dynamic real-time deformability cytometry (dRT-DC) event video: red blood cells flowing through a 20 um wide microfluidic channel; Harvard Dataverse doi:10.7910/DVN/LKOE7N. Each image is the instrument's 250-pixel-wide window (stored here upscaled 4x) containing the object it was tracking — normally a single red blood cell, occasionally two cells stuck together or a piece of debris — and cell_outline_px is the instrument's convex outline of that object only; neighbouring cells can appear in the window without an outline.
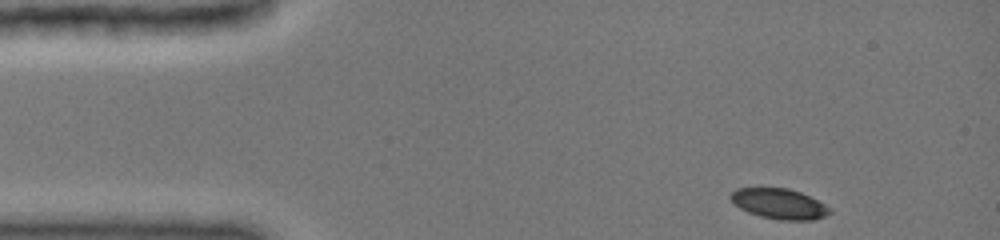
{"species": "common noctule bat (a hibernating species)", "species_latin": "Nyctalus noctula", "temperature_condition": "cold", "stored_images_in_passage": 15, "camera_frame_rate_fps": 3000, "um_per_image_px": 0.085, "animal": {"sex": "female", "body_mass_g": 19.0, "forearm_length_mm": 51.5}, "frame": {"image": 1, "passage_image": 1, "time_ms": 0.0, "image_size_px": [1000, 240], "cell_outline_px": [[832, 212], [824, 216], [812, 220], [780, 220], [760, 216], [748, 212], [740, 208], [728, 196], [736, 188], [788, 188], [800, 192], [824, 204]], "centroid_in_image_um": [66.21, 17.32], "position_along_channel_um": 18.8, "area_um2": 17.28}}
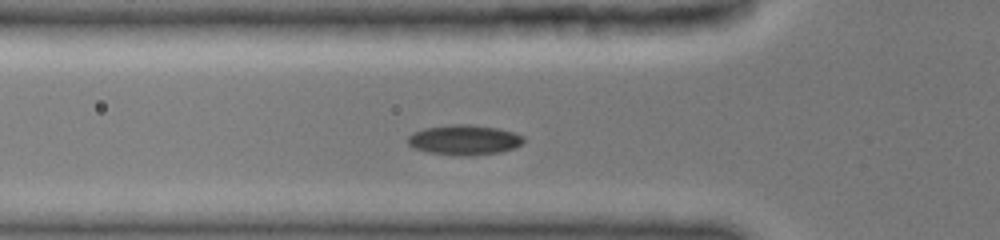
{"frame": {"image": 2, "passage_image": 9, "time_ms": 3.667, "image_size_px": [1000, 240], "cell_outline_px": [[524, 140], [520, 144], [512, 148], [500, 152], [468, 156], [456, 156], [428, 152], [416, 148], [408, 144], [408, 136], [424, 128], [452, 124], [468, 124], [496, 128], [512, 132], [524, 136]], "centroid_in_image_um": [39.45, 11.89], "position_along_channel_um": 86.3, "area_um2": 20.06}}
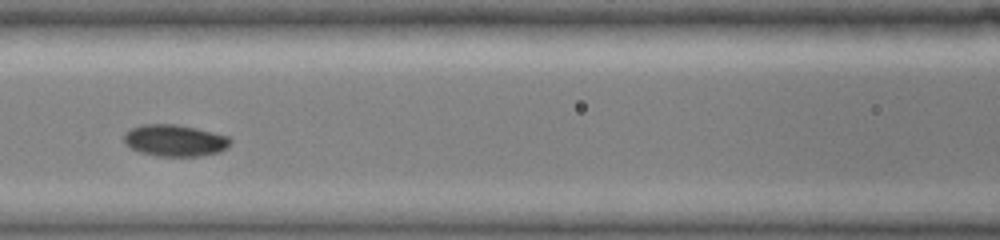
{"frame": {"image": 3, "passage_image": 13, "time_ms": 5.333, "image_size_px": [1000, 240], "cell_outline_px": [[232, 140], [220, 152], [200, 156], [156, 156], [140, 152], [124, 144], [124, 132], [132, 128], [144, 124], [172, 124], [196, 128], [228, 136]], "centroid_in_image_um": [14.83, 11.94], "position_along_channel_um": 151.8, "area_um2": 19.54}}